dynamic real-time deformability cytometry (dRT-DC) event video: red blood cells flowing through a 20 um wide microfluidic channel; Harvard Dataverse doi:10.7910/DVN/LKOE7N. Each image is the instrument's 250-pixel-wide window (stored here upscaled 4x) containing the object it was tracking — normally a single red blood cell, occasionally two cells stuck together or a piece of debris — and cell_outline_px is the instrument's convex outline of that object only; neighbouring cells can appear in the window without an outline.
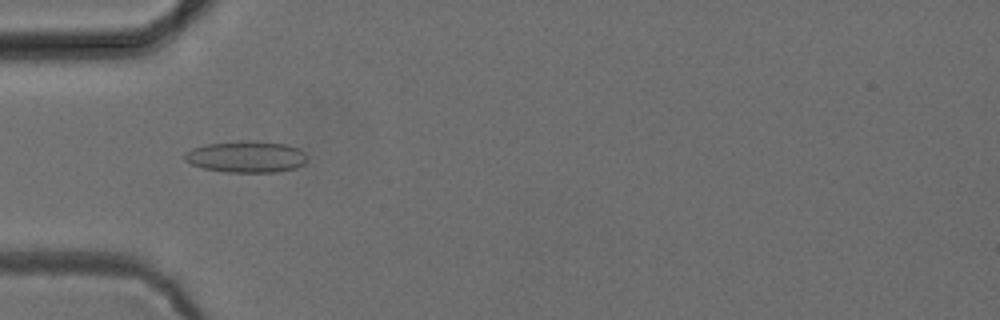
{"species": "common noctule bat (a hibernating species)", "species_latin": "Nyctalus noctula", "temperature_condition": "cold", "stored_images_in_passage": 52, "camera_frame_rate_fps": 3000, "um_per_image_px": 0.085, "animal": {"sex": "female", "body_mass_g": 24.6, "forearm_length_mm": 56.2}, "frame": {"image": 1, "passage_image": 16, "time_ms": 5.0, "image_size_px": [1000, 320], "cell_outline_px": [[308, 160], [304, 164], [296, 168], [276, 172], [228, 172], [204, 168], [192, 164], [184, 160], [184, 152], [192, 148], [204, 144], [288, 144], [300, 148], [304, 152]], "centroid_in_image_um": [20.96, 13.38], "position_along_channel_um": 64.0, "area_um2": 21.5}}
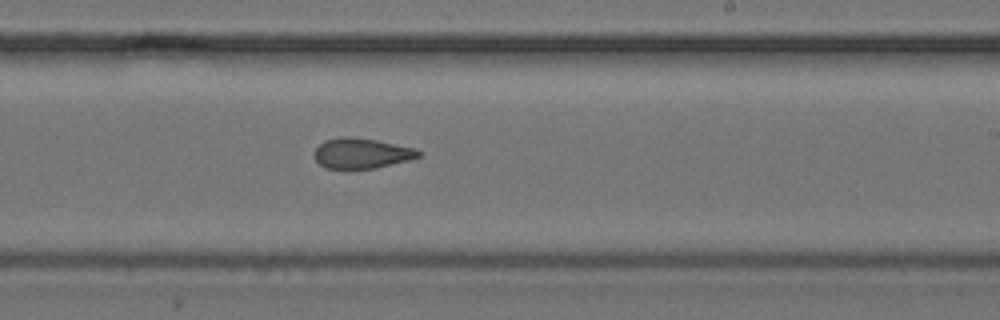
{"frame": {"image": 2, "passage_image": 31, "time_ms": 10.0, "image_size_px": [1000, 320], "cell_outline_px": [[424, 152], [420, 156], [408, 160], [376, 168], [352, 172], [344, 172], [324, 168], [316, 160], [316, 148], [324, 140], [344, 136], [348, 136], [376, 140], [416, 148]], "centroid_in_image_um": [30.72, 13.08], "position_along_channel_um": 258.3, "area_um2": 19.13}}
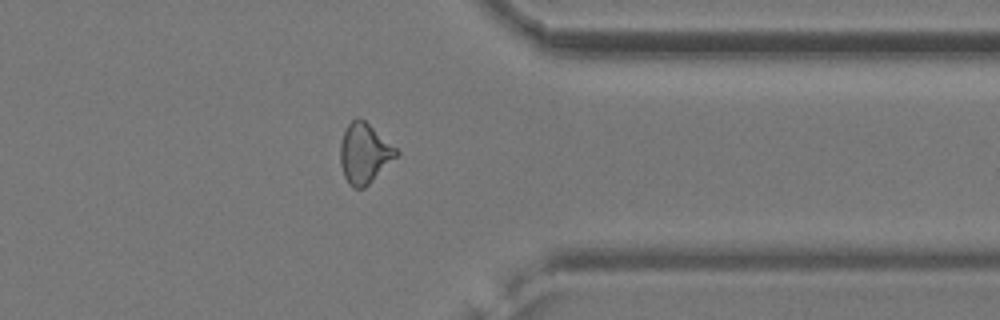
{"frame": {"image": 3, "passage_image": 41, "time_ms": 13.333, "image_size_px": [1000, 320], "cell_outline_px": [[400, 152], [364, 188], [352, 188], [348, 184], [344, 176], [340, 164], [340, 144], [344, 132], [348, 124], [356, 116], [364, 120], [396, 148]], "centroid_in_image_um": [30.93, 13.03], "position_along_channel_um": 380.5, "area_um2": 19.25}, "authors_computed_cell_mechanics": {"area_um2": 19.5653, "velocity_mm_per_s": 3.9061, "shape_relaxation_time_tau1_ms": null, "shape_relaxation_time_tau2_ms": 2.6956, "deformation_change_tau1": null, "deformation_change_tau2": 0.1051}}